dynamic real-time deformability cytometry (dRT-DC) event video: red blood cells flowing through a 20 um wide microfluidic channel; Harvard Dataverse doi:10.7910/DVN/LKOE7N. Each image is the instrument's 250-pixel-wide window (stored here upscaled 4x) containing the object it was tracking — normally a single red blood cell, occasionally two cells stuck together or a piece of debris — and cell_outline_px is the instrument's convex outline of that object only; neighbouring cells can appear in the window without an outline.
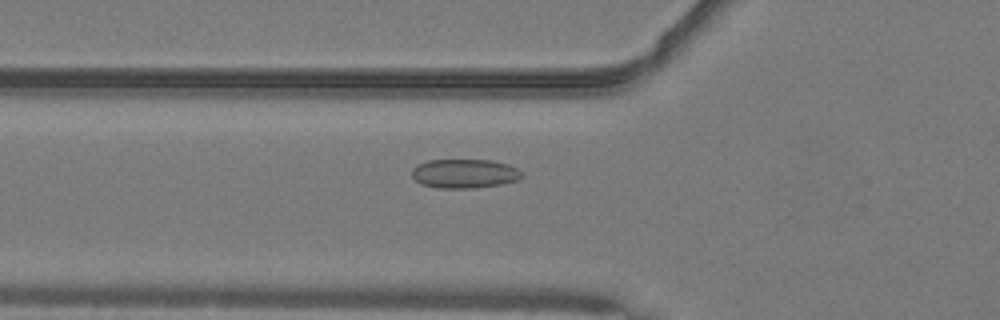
{"species": "common noctule bat (a hibernating species)", "species_latin": "Nyctalus noctula", "temperature_condition": "warm", "stored_images_in_passage": 50, "camera_frame_rate_fps": 3000, "um_per_image_px": 0.085, "animal": {"sex": "male", "body_mass_g": 19.2, "forearm_length_mm": 51.8}, "frame": {"image": 1, "passage_image": 18, "time_ms": 5.667, "image_size_px": [1000, 320], "cell_outline_px": [[524, 176], [516, 180], [500, 184], [472, 188], [436, 188], [420, 184], [412, 176], [412, 168], [428, 160], [492, 160], [508, 164], [524, 172]], "centroid_in_image_um": [39.49, 14.75], "position_along_channel_um": 86.3, "area_um2": 18.67}}
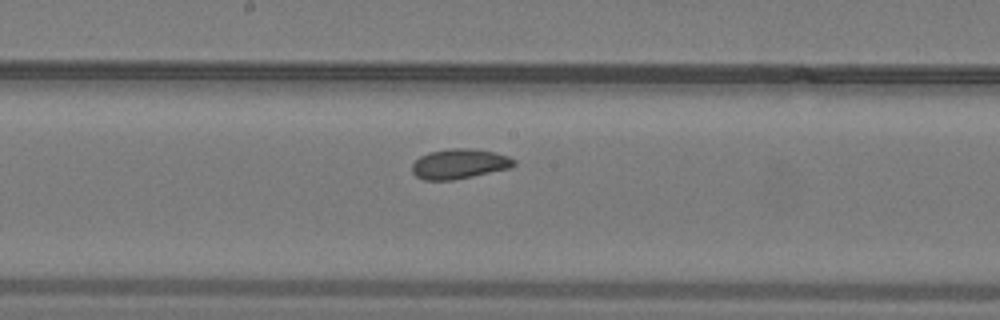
{"frame": {"image": 2, "passage_image": 27, "time_ms": 8.667, "image_size_px": [1000, 320], "cell_outline_px": [[516, 164], [512, 168], [452, 180], [424, 180], [416, 176], [412, 172], [412, 164], [420, 156], [428, 152], [448, 148], [464, 148], [496, 152], [508, 156], [516, 160]], "centroid_in_image_um": [39.05, 13.92], "position_along_channel_um": 209.1, "area_um2": 17.86}}
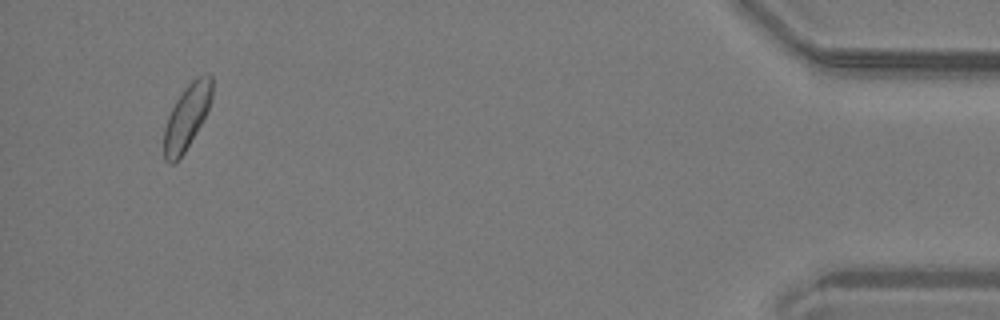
{"frame": {"image": 3, "passage_image": 48, "time_ms": 15.667, "image_size_px": [1000, 320], "cell_outline_px": [[212, 96], [208, 108], [196, 132], [184, 152], [172, 164], [168, 164], [164, 160], [164, 128], [168, 116], [176, 100], [184, 88], [196, 76], [204, 72], [212, 72]], "centroid_in_image_um": [15.88, 9.87], "position_along_channel_um": 419.3, "area_um2": 18.03}, "authors_computed_cell_mechanics": {"area_um2": 18.2937, "velocity_mm_per_s": 4.0767, "shape_relaxation_time_tau1_ms": 3.0117, "shape_relaxation_time_tau2_ms": 3.9026, "deformation_change_tau1": 0.0483, "deformation_change_tau2": 0.0639}}